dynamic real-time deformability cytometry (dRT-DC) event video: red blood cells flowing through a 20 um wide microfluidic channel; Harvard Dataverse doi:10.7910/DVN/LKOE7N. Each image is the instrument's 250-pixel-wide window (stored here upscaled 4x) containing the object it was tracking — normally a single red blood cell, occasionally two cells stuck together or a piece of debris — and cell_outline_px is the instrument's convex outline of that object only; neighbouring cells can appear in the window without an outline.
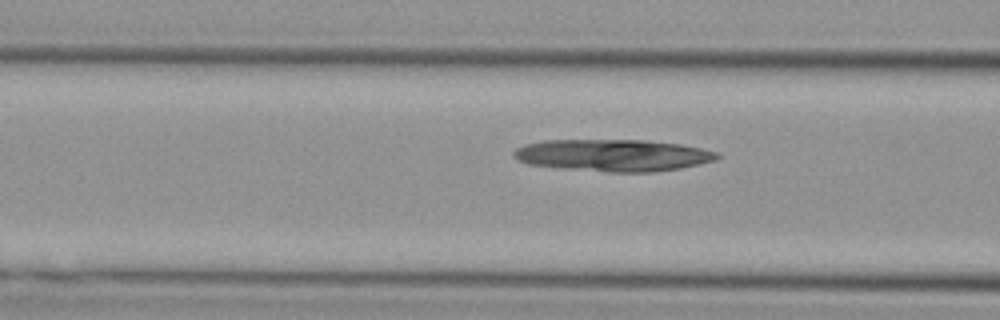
{"species": "Egyptian fruit bat (a non-hibernating species)", "species_latin": "Rousettus aegyptiacus", "temperature_condition": "cold", "stored_images_in_passage": 14, "camera_frame_rate_fps": 3000, "um_per_image_px": 0.085, "animal": {"sex": "female"}, "frame": {"image": 1, "passage_image": 12, "time_ms": 3.667, "image_size_px": [1000, 320], "cell_outline_px": [[720, 156], [716, 160], [700, 164], [680, 168], [652, 172], [608, 172], [564, 168], [528, 164], [512, 156], [512, 152], [516, 148], [524, 144], [544, 140], [644, 140], [680, 144], [720, 152]], "centroid_in_image_um": [52.12, 13.19], "position_along_channel_um": 114.5, "area_um2": 37.92}}